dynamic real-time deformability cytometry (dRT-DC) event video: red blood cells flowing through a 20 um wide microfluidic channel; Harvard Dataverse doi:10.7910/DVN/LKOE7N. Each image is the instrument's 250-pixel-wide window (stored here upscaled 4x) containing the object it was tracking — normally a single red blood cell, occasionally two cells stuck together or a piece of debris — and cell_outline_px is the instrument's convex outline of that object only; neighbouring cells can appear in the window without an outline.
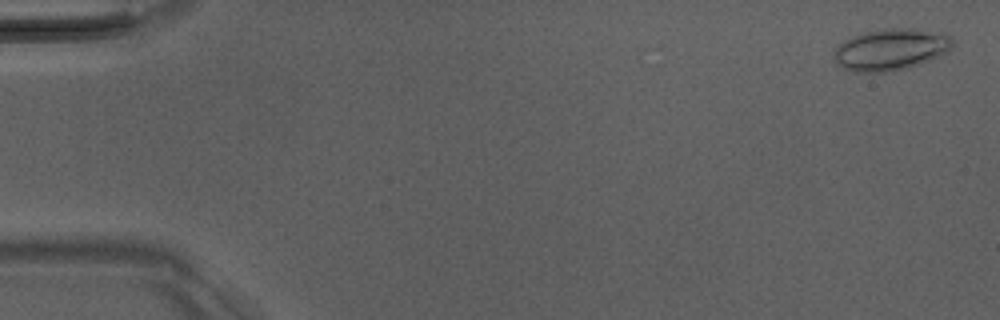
{"species": "Egyptian fruit bat (a non-hibernating species)", "species_latin": "Rousettus aegyptiacus", "temperature_condition": "room temperature", "stored_images_in_passage": 52, "camera_frame_rate_fps": 3000, "um_per_image_px": 0.085, "animal": {"sex": "male"}, "frame": {"image": 1, "passage_image": 2, "time_ms": 0.333, "image_size_px": [1000, 320], "cell_outline_px": [[952, 48], [920, 64], [908, 68], [892, 72], [852, 72], [836, 64], [832, 56], [836, 48], [840, 44], [852, 36], [864, 32], [892, 28], [912, 28], [952, 36]], "centroid_in_image_um": [75.66, 4.23], "position_along_channel_um": 9.3, "area_um2": 28.55}}
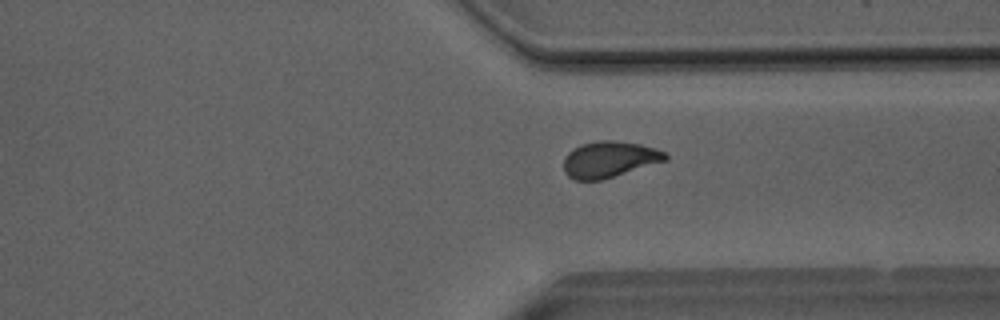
{"frame": {"image": 2, "passage_image": 39, "time_ms": 12.667, "image_size_px": [1000, 320], "cell_outline_px": [[668, 160], [604, 180], [576, 180], [568, 176], [564, 172], [564, 156], [572, 148], [580, 144], [600, 140], [612, 140], [640, 144], [656, 148], [668, 152]], "centroid_in_image_um": [51.81, 13.55], "position_along_channel_um": 359.6, "area_um2": 21.85}}
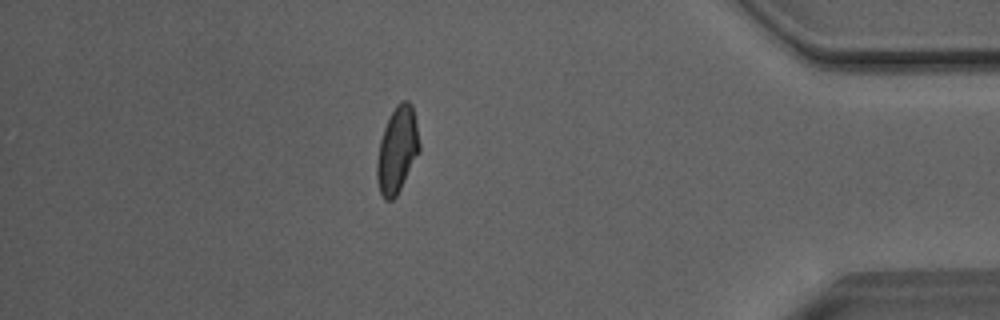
{"frame": {"image": 3, "passage_image": 45, "time_ms": 14.667, "image_size_px": [1000, 320], "cell_outline_px": [[420, 152], [396, 196], [392, 200], [384, 200], [380, 192], [376, 180], [376, 164], [380, 140], [384, 128], [396, 104], [400, 100], [408, 100], [412, 104], [420, 144]], "centroid_in_image_um": [33.76, 12.75], "position_along_channel_um": 401.4, "area_um2": 21.33}, "authors_computed_cell_mechanics": {"area_um2": 21.7617, "velocity_mm_per_s": 4.0542, "shape_relaxation_time_tau1_ms": 5.26, "shape_relaxation_time_tau2_ms": 2.0009, "deformation_change_tau1": 0.1634, "deformation_change_tau2": 0.0908}}